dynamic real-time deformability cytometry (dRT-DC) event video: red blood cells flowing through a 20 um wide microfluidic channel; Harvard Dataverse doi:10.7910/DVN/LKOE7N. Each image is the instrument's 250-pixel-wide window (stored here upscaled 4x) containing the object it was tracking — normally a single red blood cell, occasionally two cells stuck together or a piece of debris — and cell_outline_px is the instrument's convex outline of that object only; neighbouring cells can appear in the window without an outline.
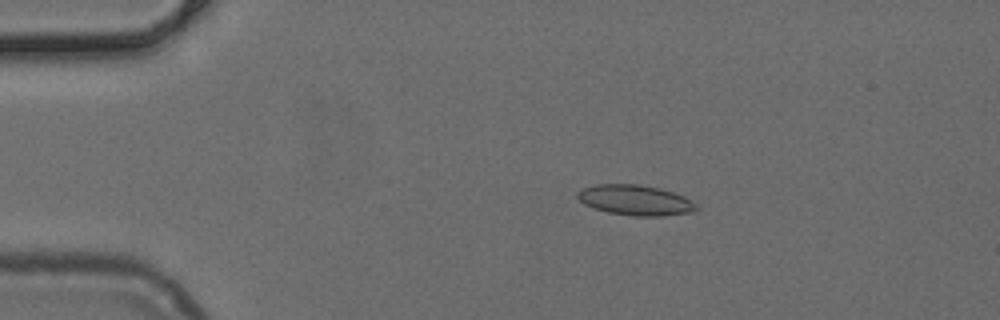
{"species": "common noctule bat (a hibernating species)", "species_latin": "Nyctalus noctula", "temperature_condition": "cold", "stored_images_in_passage": 50, "camera_frame_rate_fps": 3000, "um_per_image_px": 0.085, "animal": {"sex": "female", "body_mass_g": 24.6, "forearm_length_mm": 56.2}, "frame": {"image": 1, "passage_image": 9, "time_ms": 2.667, "image_size_px": [1000, 320], "cell_outline_px": [[700, 208], [692, 212], [660, 216], [632, 216], [608, 212], [584, 204], [576, 196], [576, 192], [584, 188], [596, 184], [640, 184], [660, 188], [684, 196], [692, 200]], "centroid_in_image_um": [54.02, 17.01], "position_along_channel_um": 31.0, "area_um2": 21.04}}
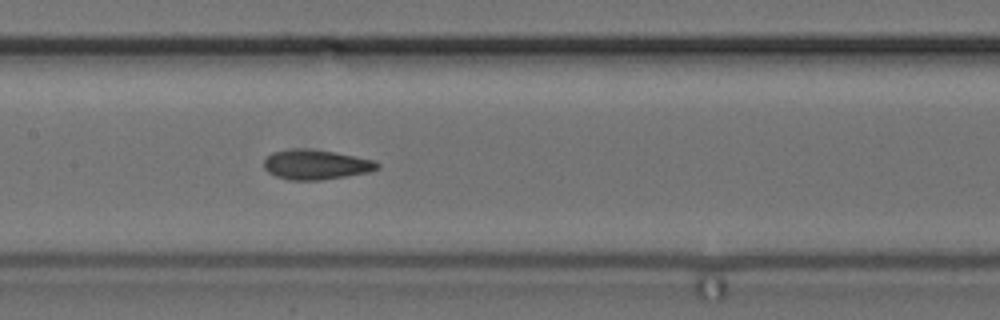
{"frame": {"image": 2, "passage_image": 24, "time_ms": 7.667, "image_size_px": [1000, 320], "cell_outline_px": [[380, 168], [368, 172], [320, 180], [288, 180], [276, 176], [268, 172], [264, 168], [264, 160], [272, 152], [292, 148], [300, 148], [336, 152], [376, 160], [380, 164]], "centroid_in_image_um": [26.86, 13.98], "position_along_channel_um": 180.5, "area_um2": 19.77}}
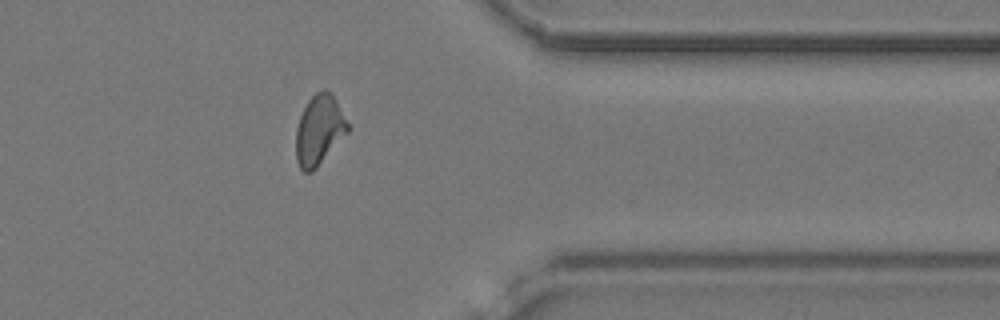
{"frame": {"image": 3, "passage_image": 40, "time_ms": 13.0, "image_size_px": [1000, 320], "cell_outline_px": [[348, 132], [316, 168], [312, 172], [304, 172], [300, 168], [296, 160], [296, 128], [300, 116], [308, 100], [316, 92], [324, 88], [336, 100], [348, 124]], "centroid_in_image_um": [27.11, 11.07], "position_along_channel_um": 384.3, "area_um2": 20.81}}